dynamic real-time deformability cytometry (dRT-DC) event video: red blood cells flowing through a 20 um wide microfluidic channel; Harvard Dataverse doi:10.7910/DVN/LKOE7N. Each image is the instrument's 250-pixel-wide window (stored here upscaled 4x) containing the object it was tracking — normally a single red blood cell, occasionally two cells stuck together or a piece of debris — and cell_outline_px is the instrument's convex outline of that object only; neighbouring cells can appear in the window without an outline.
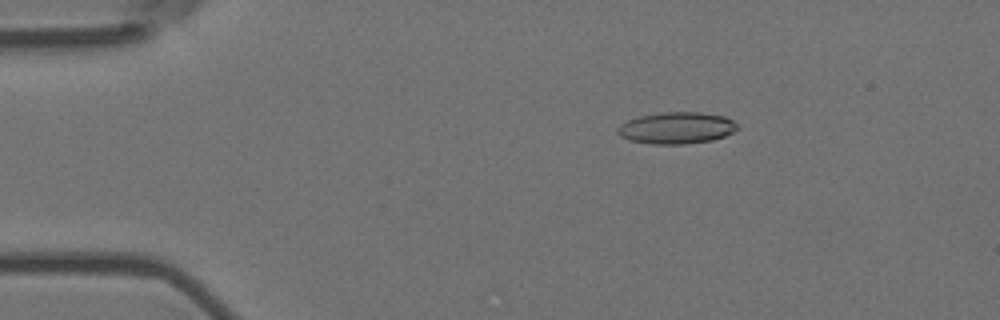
{"species": "Egyptian fruit bat (a non-hibernating species)", "species_latin": "Rousettus aegyptiacus", "temperature_condition": "room temperature", "stored_images_in_passage": 5, "camera_frame_rate_fps": 3000, "um_per_image_px": 0.085, "animal": {"sex": "female"}, "frame": {"image": 1, "passage_image": 3, "time_ms": 0.667, "image_size_px": [1000, 320], "cell_outline_px": [[740, 128], [724, 136], [712, 140], [684, 144], [652, 144], [632, 140], [620, 136], [616, 132], [616, 128], [620, 124], [628, 120], [640, 116], [664, 112], [700, 112], [724, 116], [732, 120]], "centroid_in_image_um": [57.5, 10.87], "position_along_channel_um": 27.5, "area_um2": 22.02}}